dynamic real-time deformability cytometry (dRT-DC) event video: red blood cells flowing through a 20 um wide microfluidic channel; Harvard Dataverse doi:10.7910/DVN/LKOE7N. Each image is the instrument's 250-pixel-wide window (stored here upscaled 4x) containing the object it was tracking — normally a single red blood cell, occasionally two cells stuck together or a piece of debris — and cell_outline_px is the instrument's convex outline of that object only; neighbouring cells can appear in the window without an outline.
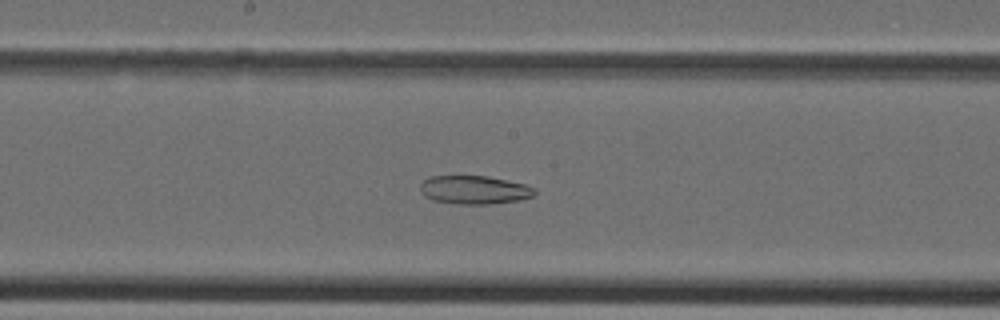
{"species": "Egyptian fruit bat (a non-hibernating species)", "species_latin": "Rousettus aegyptiacus", "temperature_condition": "cold", "stored_images_in_passage": 38, "camera_frame_rate_fps": 3000, "um_per_image_px": 0.085, "animal": {"sex": "female"}, "frame": {"image": 1, "passage_image": 20, "time_ms": 6.333, "image_size_px": [1000, 320], "cell_outline_px": [[536, 192], [532, 196], [520, 200], [492, 204], [460, 204], [432, 200], [424, 196], [420, 192], [420, 184], [428, 176], [488, 176], [524, 184], [536, 188]], "centroid_in_image_um": [40.3, 16.14], "position_along_channel_um": 207.9, "area_um2": 19.07}}
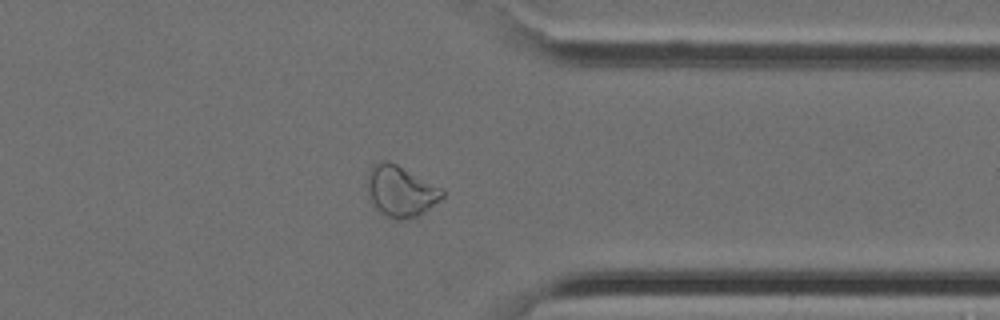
{"frame": {"image": 2, "passage_image": 30, "time_ms": 9.667, "image_size_px": [1000, 320], "cell_outline_px": [[444, 196], [428, 208], [416, 216], [400, 220], [396, 220], [380, 212], [376, 208], [368, 196], [368, 172], [372, 164], [380, 160], [388, 160], [444, 188]], "centroid_in_image_um": [34.04, 16.22], "position_along_channel_um": 377.4, "area_um2": 22.14}}
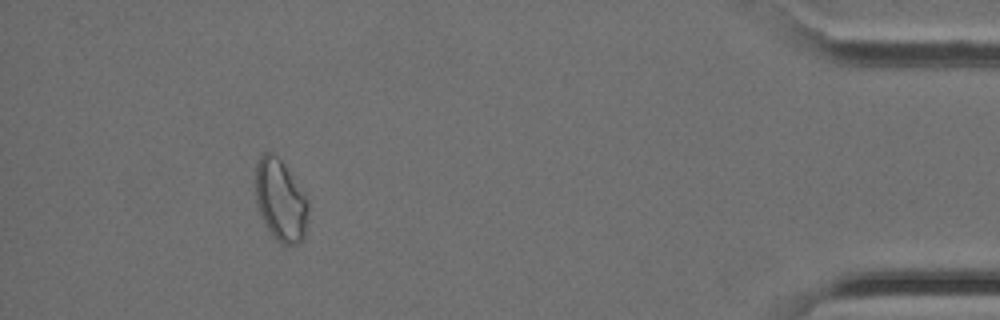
{"frame": {"image": 3, "passage_image": 35, "time_ms": 11.333, "image_size_px": [1000, 320], "cell_outline_px": [[308, 212], [304, 236], [300, 244], [280, 244], [272, 236], [264, 224], [256, 200], [256, 164], [260, 156], [264, 152], [272, 152], [284, 164], [308, 200]], "centroid_in_image_um": [23.84, 17.05], "position_along_channel_um": 411.4, "area_um2": 24.97}}